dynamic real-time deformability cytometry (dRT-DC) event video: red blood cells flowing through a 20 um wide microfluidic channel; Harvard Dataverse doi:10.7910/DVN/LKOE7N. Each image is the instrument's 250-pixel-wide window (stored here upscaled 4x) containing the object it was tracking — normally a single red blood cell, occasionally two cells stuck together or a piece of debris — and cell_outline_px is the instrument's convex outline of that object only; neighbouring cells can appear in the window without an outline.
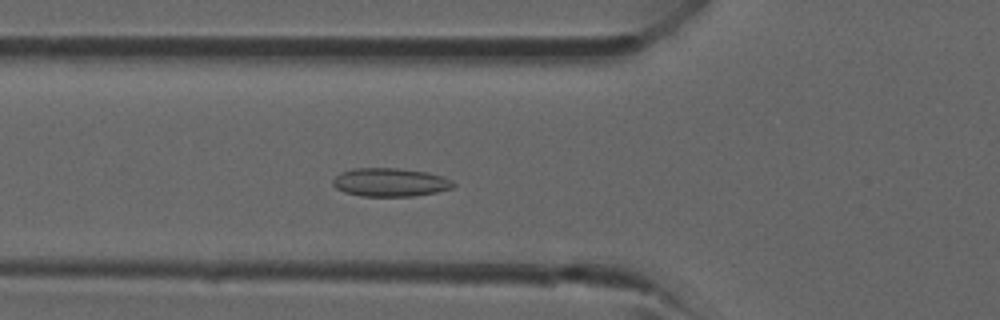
{"species": "common noctule bat (a hibernating species)", "species_latin": "Nyctalus noctula", "temperature_condition": "room temperature", "stored_images_in_passage": 39, "camera_frame_rate_fps": 3000, "um_per_image_px": 0.085, "animal": {"sex": "male", "forearm_length_mm": 52.5}, "frame": {"image": 1, "passage_image": 13, "time_ms": 4.0, "image_size_px": [1000, 320], "cell_outline_px": [[456, 184], [452, 188], [436, 192], [412, 196], [360, 196], [344, 192], [336, 188], [332, 184], [332, 180], [340, 172], [356, 168], [396, 168], [428, 172], [444, 176], [452, 180]], "centroid_in_image_um": [33.17, 15.49], "position_along_channel_um": 92.6, "area_um2": 20.06}}
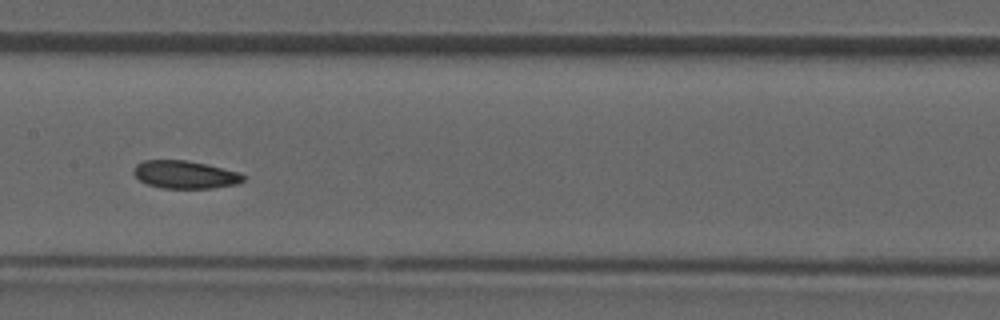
{"frame": {"image": 2, "passage_image": 19, "time_ms": 6.0, "image_size_px": [1000, 320], "cell_outline_px": [[244, 180], [236, 184], [212, 188], [160, 188], [148, 184], [140, 180], [132, 172], [132, 168], [136, 164], [144, 160], [184, 160], [208, 164], [240, 172], [244, 176]], "centroid_in_image_um": [15.71, 14.83], "position_along_channel_um": 191.7, "area_um2": 17.86}}
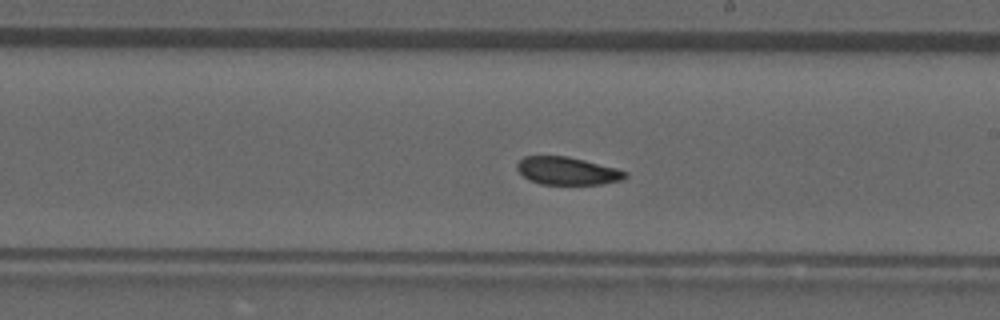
{"frame": {"image": 3, "passage_image": 22, "time_ms": 7.0, "image_size_px": [1000, 320], "cell_outline_px": [[628, 176], [624, 180], [600, 184], [540, 184], [528, 180], [516, 168], [516, 164], [524, 156], [568, 156], [616, 168], [628, 172]], "centroid_in_image_um": [48.23, 14.53], "position_along_channel_um": 240.8, "area_um2": 17.57}}